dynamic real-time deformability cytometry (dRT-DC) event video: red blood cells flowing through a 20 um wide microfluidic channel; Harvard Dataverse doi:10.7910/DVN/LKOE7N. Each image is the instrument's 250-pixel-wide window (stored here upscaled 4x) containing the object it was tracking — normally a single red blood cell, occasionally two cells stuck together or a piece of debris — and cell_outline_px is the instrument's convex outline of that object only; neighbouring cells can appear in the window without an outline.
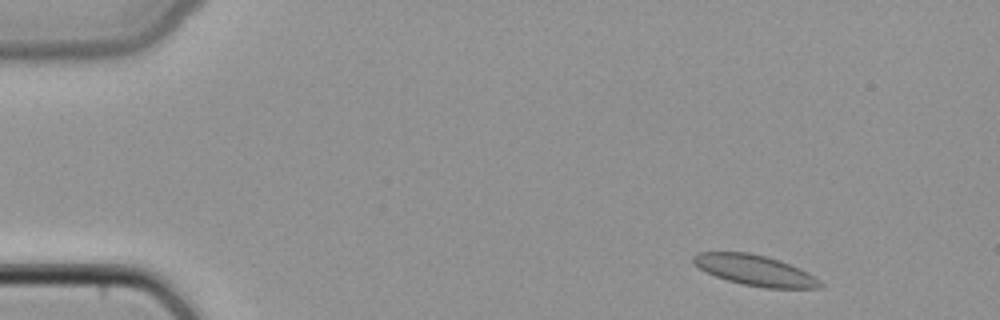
{"species": "common noctule bat (a hibernating species)", "species_latin": "Nyctalus noctula", "temperature_condition": "cold", "stored_images_in_passage": 17, "camera_frame_rate_fps": 3000, "um_per_image_px": 0.085, "animal": {"sex": "female", "body_mass_g": 22.7, "forearm_length_mm": 54.2}, "frame": {"image": 1, "passage_image": 4, "time_ms": 1.0, "image_size_px": [1000, 320], "cell_outline_px": [[824, 284], [820, 288], [764, 288], [744, 284], [728, 280], [716, 276], [700, 268], [692, 260], [692, 256], [700, 252], [748, 252], [780, 260], [800, 268], [808, 272], [820, 280]], "centroid_in_image_um": [64.22, 22.98], "position_along_channel_um": 20.8, "area_um2": 22.43}}
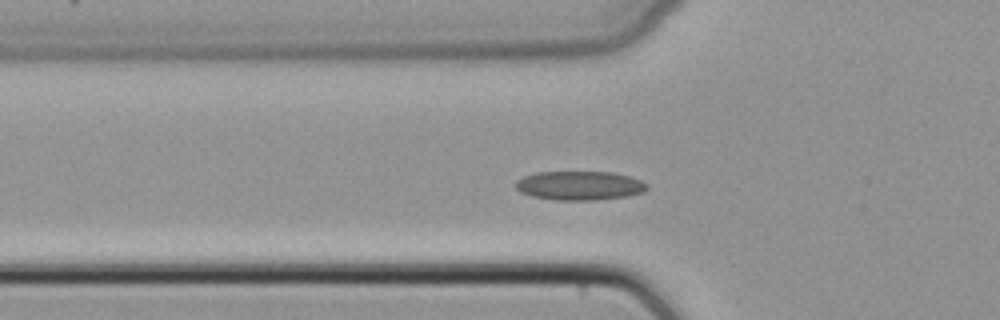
{"frame": {"image": 2, "passage_image": 15, "time_ms": 4.667, "image_size_px": [1000, 320], "cell_outline_px": [[648, 188], [644, 192], [628, 196], [596, 200], [552, 200], [532, 196], [520, 192], [516, 188], [516, 180], [524, 176], [536, 172], [612, 172], [632, 176], [648, 184]], "centroid_in_image_um": [49.29, 15.77], "position_along_channel_um": 76.5, "area_um2": 22.43}}